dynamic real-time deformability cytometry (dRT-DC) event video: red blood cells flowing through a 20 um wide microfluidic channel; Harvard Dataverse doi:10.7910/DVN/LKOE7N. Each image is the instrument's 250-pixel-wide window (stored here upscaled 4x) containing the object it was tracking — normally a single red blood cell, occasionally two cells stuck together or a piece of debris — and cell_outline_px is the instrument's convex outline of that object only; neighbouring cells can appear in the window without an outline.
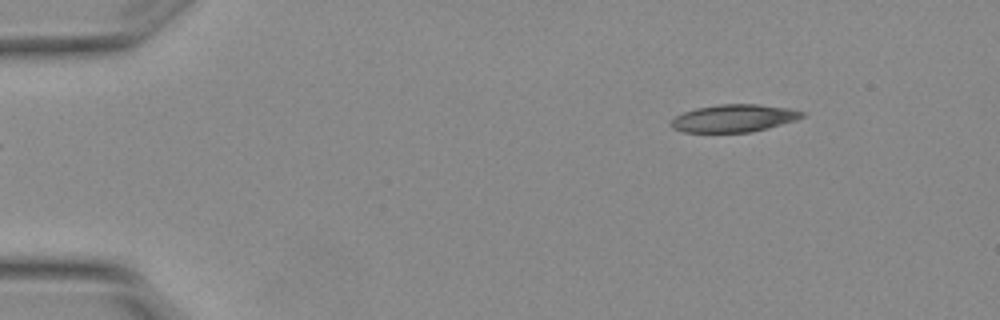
{"species": "Egyptian fruit bat (a non-hibernating species)", "species_latin": "Rousettus aegyptiacus", "temperature_condition": "warm", "stored_images_in_passage": 3, "segment_of_instrument_passage": [2, 2], "camera_frame_rate_fps": 3000, "um_per_image_px": 0.085, "animal": {"sex": "female"}, "frame": {"image": 1, "passage_image": 3, "time_ms": 0.667, "image_size_px": [1000, 320], "cell_outline_px": [[804, 116], [796, 120], [768, 128], [752, 132], [684, 132], [672, 128], [672, 120], [676, 116], [684, 112], [696, 108], [720, 104], [756, 104], [788, 108], [804, 112]], "centroid_in_image_um": [62.39, 10.05], "position_along_channel_um": 22.6, "area_um2": 20.87}}